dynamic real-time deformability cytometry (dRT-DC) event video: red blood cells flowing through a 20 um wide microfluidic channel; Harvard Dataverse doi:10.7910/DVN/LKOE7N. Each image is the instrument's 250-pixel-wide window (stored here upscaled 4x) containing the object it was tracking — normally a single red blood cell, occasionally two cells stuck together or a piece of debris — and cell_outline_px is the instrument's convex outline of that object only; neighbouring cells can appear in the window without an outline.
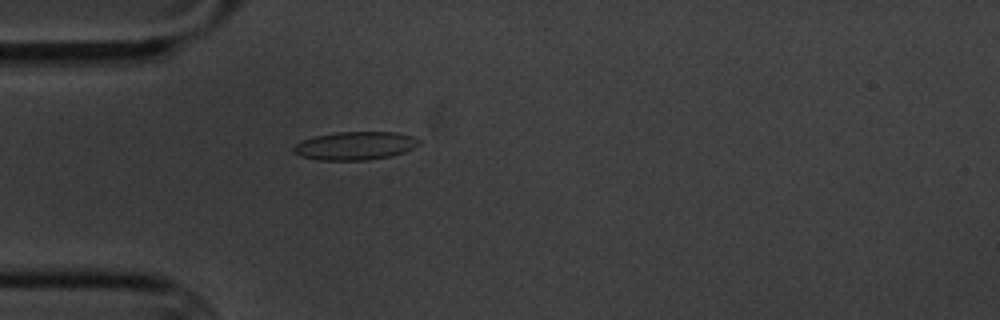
{"species": "common noctule bat (a hibernating species)", "species_latin": "Nyctalus noctula", "temperature_condition": "cold", "stored_images_in_passage": 4, "camera_frame_rate_fps": 3000, "um_per_image_px": 0.085, "animal": {"sex": "male", "body_mass_g": 20.1, "forearm_length_mm": 53.5}, "frame": {"image": 1, "passage_image": 4, "time_ms": 3.667, "image_size_px": [1000, 320], "cell_outline_px": [[420, 144], [404, 152], [388, 156], [368, 160], [316, 160], [300, 156], [292, 152], [292, 148], [300, 140], [316, 136], [336, 132], [396, 132], [412, 136], [420, 140]], "centroid_in_image_um": [30.14, 12.39], "position_along_channel_um": 54.9, "area_um2": 20.69}}